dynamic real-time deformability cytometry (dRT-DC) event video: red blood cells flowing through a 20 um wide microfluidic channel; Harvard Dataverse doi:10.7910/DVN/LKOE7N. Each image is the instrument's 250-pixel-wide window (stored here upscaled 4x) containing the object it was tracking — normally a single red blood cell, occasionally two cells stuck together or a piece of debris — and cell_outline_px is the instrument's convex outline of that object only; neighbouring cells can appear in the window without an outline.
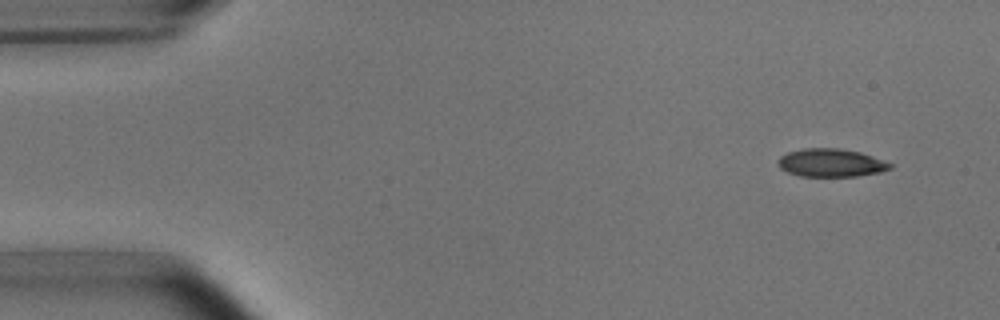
{"species": "common noctule bat (a hibernating species)", "species_latin": "Nyctalus noctula", "temperature_condition": "room temperature", "stored_images_in_passage": 5, "camera_frame_rate_fps": 3000, "um_per_image_px": 0.085, "animal": {"sex": "male", "body_mass_g": 15.6}, "frame": {"image": 1, "passage_image": 1, "time_ms": 0.0, "image_size_px": [1000, 320], "cell_outline_px": [[892, 168], [880, 172], [856, 176], [800, 176], [788, 172], [780, 168], [776, 164], [780, 156], [788, 152], [804, 148], [840, 148], [860, 152], [872, 156], [892, 164]], "centroid_in_image_um": [70.61, 13.83], "position_along_channel_um": 14.4, "area_um2": 18.32}}